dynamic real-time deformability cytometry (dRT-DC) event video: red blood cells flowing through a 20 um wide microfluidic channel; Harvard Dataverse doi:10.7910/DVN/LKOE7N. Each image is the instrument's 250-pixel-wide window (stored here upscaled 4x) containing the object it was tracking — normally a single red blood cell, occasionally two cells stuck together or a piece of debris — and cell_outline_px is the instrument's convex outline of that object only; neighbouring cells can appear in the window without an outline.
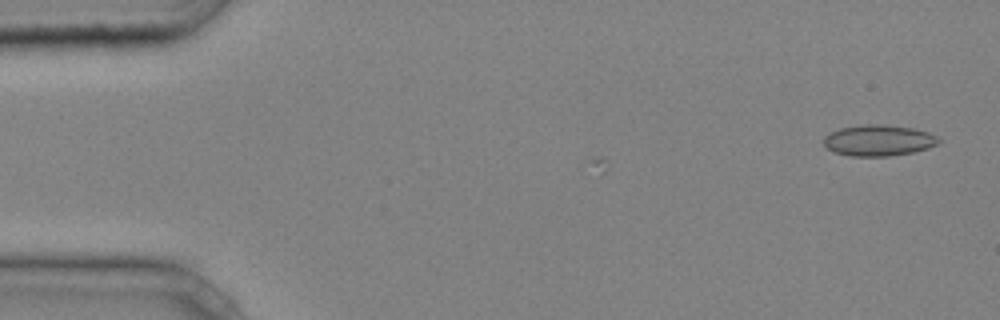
{"species": "common noctule bat (a hibernating species)", "species_latin": "Nyctalus noctula", "temperature_condition": "cold", "stored_images_in_passage": 3, "camera_frame_rate_fps": 3000, "um_per_image_px": 0.085, "animal": {"sex": "male", "body_mass_g": 20.4}, "frame": {"image": 1, "passage_image": 1, "time_ms": 0.0, "image_size_px": [1000, 320], "cell_outline_px": [[940, 140], [936, 144], [928, 148], [912, 152], [888, 156], [852, 156], [836, 152], [828, 148], [824, 144], [824, 136], [840, 128], [860, 124], [884, 124], [912, 128], [928, 132], [936, 136]], "centroid_in_image_um": [74.67, 11.92], "position_along_channel_um": 10.3, "area_um2": 20.63}}